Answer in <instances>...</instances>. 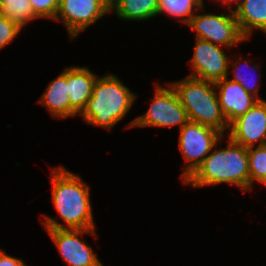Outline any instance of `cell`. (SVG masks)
<instances>
[{"instance_id":"23","label":"cell","mask_w":266,"mask_h":266,"mask_svg":"<svg viewBox=\"0 0 266 266\" xmlns=\"http://www.w3.org/2000/svg\"><path fill=\"white\" fill-rule=\"evenodd\" d=\"M0 266H27L18 258L7 255L4 251L0 250Z\"/></svg>"},{"instance_id":"17","label":"cell","mask_w":266,"mask_h":266,"mask_svg":"<svg viewBox=\"0 0 266 266\" xmlns=\"http://www.w3.org/2000/svg\"><path fill=\"white\" fill-rule=\"evenodd\" d=\"M193 9L203 10L201 0H158L157 15L166 13L167 15L181 19L182 22L188 24L191 18L195 15Z\"/></svg>"},{"instance_id":"4","label":"cell","mask_w":266,"mask_h":266,"mask_svg":"<svg viewBox=\"0 0 266 266\" xmlns=\"http://www.w3.org/2000/svg\"><path fill=\"white\" fill-rule=\"evenodd\" d=\"M169 85L175 90L189 121L213 127L226 133L229 124L222 113L215 84L193 77H186Z\"/></svg>"},{"instance_id":"15","label":"cell","mask_w":266,"mask_h":266,"mask_svg":"<svg viewBox=\"0 0 266 266\" xmlns=\"http://www.w3.org/2000/svg\"><path fill=\"white\" fill-rule=\"evenodd\" d=\"M38 102L44 105L54 118H66L70 116L66 69L49 83L46 91Z\"/></svg>"},{"instance_id":"7","label":"cell","mask_w":266,"mask_h":266,"mask_svg":"<svg viewBox=\"0 0 266 266\" xmlns=\"http://www.w3.org/2000/svg\"><path fill=\"white\" fill-rule=\"evenodd\" d=\"M187 25L196 32V38L214 45L231 48L247 40L240 31L233 10L228 15L195 14Z\"/></svg>"},{"instance_id":"12","label":"cell","mask_w":266,"mask_h":266,"mask_svg":"<svg viewBox=\"0 0 266 266\" xmlns=\"http://www.w3.org/2000/svg\"><path fill=\"white\" fill-rule=\"evenodd\" d=\"M217 90L219 105L228 124L245 114L258 101L249 94L240 84L228 77L214 83Z\"/></svg>"},{"instance_id":"3","label":"cell","mask_w":266,"mask_h":266,"mask_svg":"<svg viewBox=\"0 0 266 266\" xmlns=\"http://www.w3.org/2000/svg\"><path fill=\"white\" fill-rule=\"evenodd\" d=\"M136 97L116 75L106 74L95 80L92 96L80 115L89 124L112 129L129 112Z\"/></svg>"},{"instance_id":"21","label":"cell","mask_w":266,"mask_h":266,"mask_svg":"<svg viewBox=\"0 0 266 266\" xmlns=\"http://www.w3.org/2000/svg\"><path fill=\"white\" fill-rule=\"evenodd\" d=\"M34 14L38 18H56L59 0H29Z\"/></svg>"},{"instance_id":"11","label":"cell","mask_w":266,"mask_h":266,"mask_svg":"<svg viewBox=\"0 0 266 266\" xmlns=\"http://www.w3.org/2000/svg\"><path fill=\"white\" fill-rule=\"evenodd\" d=\"M228 138L245 148L266 144V101L257 103L229 124Z\"/></svg>"},{"instance_id":"20","label":"cell","mask_w":266,"mask_h":266,"mask_svg":"<svg viewBox=\"0 0 266 266\" xmlns=\"http://www.w3.org/2000/svg\"><path fill=\"white\" fill-rule=\"evenodd\" d=\"M236 62L233 65L234 70L232 71L234 73V77L230 80L237 82L238 84H240L249 94H251L252 96H254L255 98H257L258 100H263L259 97L258 94V86L257 84L255 85L256 81H254L253 77H250L248 75V77L246 76L247 74H242V71H240V67H242L241 65H238V61L241 62V58L240 59H236ZM250 61L247 59V61L244 63V65H247ZM246 67V66H245ZM252 69H259L258 65H254V67ZM251 69V70H252ZM239 71V72H238ZM247 71V70H246ZM244 72V71H243ZM254 72V70H253ZM253 79V80H252Z\"/></svg>"},{"instance_id":"22","label":"cell","mask_w":266,"mask_h":266,"mask_svg":"<svg viewBox=\"0 0 266 266\" xmlns=\"http://www.w3.org/2000/svg\"><path fill=\"white\" fill-rule=\"evenodd\" d=\"M21 30V27L0 12V49L9 44Z\"/></svg>"},{"instance_id":"18","label":"cell","mask_w":266,"mask_h":266,"mask_svg":"<svg viewBox=\"0 0 266 266\" xmlns=\"http://www.w3.org/2000/svg\"><path fill=\"white\" fill-rule=\"evenodd\" d=\"M250 190L254 182L266 183V144L248 148Z\"/></svg>"},{"instance_id":"19","label":"cell","mask_w":266,"mask_h":266,"mask_svg":"<svg viewBox=\"0 0 266 266\" xmlns=\"http://www.w3.org/2000/svg\"><path fill=\"white\" fill-rule=\"evenodd\" d=\"M1 13L23 28L30 21L37 19L29 0H17L8 4Z\"/></svg>"},{"instance_id":"13","label":"cell","mask_w":266,"mask_h":266,"mask_svg":"<svg viewBox=\"0 0 266 266\" xmlns=\"http://www.w3.org/2000/svg\"><path fill=\"white\" fill-rule=\"evenodd\" d=\"M97 76L87 67L66 68V82L70 100V116L80 114L92 96Z\"/></svg>"},{"instance_id":"2","label":"cell","mask_w":266,"mask_h":266,"mask_svg":"<svg viewBox=\"0 0 266 266\" xmlns=\"http://www.w3.org/2000/svg\"><path fill=\"white\" fill-rule=\"evenodd\" d=\"M183 182L195 188L228 183L238 186L244 192L250 190L248 148L229 138L226 149H213Z\"/></svg>"},{"instance_id":"14","label":"cell","mask_w":266,"mask_h":266,"mask_svg":"<svg viewBox=\"0 0 266 266\" xmlns=\"http://www.w3.org/2000/svg\"><path fill=\"white\" fill-rule=\"evenodd\" d=\"M233 12L246 39L251 37L253 28L266 33V0H241Z\"/></svg>"},{"instance_id":"9","label":"cell","mask_w":266,"mask_h":266,"mask_svg":"<svg viewBox=\"0 0 266 266\" xmlns=\"http://www.w3.org/2000/svg\"><path fill=\"white\" fill-rule=\"evenodd\" d=\"M63 260L70 266H104L78 236L88 233L96 236L95 229H46Z\"/></svg>"},{"instance_id":"26","label":"cell","mask_w":266,"mask_h":266,"mask_svg":"<svg viewBox=\"0 0 266 266\" xmlns=\"http://www.w3.org/2000/svg\"><path fill=\"white\" fill-rule=\"evenodd\" d=\"M109 6H111L115 0H104Z\"/></svg>"},{"instance_id":"5","label":"cell","mask_w":266,"mask_h":266,"mask_svg":"<svg viewBox=\"0 0 266 266\" xmlns=\"http://www.w3.org/2000/svg\"><path fill=\"white\" fill-rule=\"evenodd\" d=\"M223 137L224 134L217 129L192 121L180 129L179 149L186 162H189L181 175L182 181L197 169Z\"/></svg>"},{"instance_id":"8","label":"cell","mask_w":266,"mask_h":266,"mask_svg":"<svg viewBox=\"0 0 266 266\" xmlns=\"http://www.w3.org/2000/svg\"><path fill=\"white\" fill-rule=\"evenodd\" d=\"M110 11L104 0H59L55 20H62L70 37L76 36Z\"/></svg>"},{"instance_id":"24","label":"cell","mask_w":266,"mask_h":266,"mask_svg":"<svg viewBox=\"0 0 266 266\" xmlns=\"http://www.w3.org/2000/svg\"><path fill=\"white\" fill-rule=\"evenodd\" d=\"M218 1H222V3L223 4H226L227 5V3L229 4V9L232 11V8L233 7H231L232 5H231V3L233 4V3H236V4H238L241 0H218ZM201 4H202V6H204V0H201Z\"/></svg>"},{"instance_id":"25","label":"cell","mask_w":266,"mask_h":266,"mask_svg":"<svg viewBox=\"0 0 266 266\" xmlns=\"http://www.w3.org/2000/svg\"><path fill=\"white\" fill-rule=\"evenodd\" d=\"M17 1V0H0V12L11 2Z\"/></svg>"},{"instance_id":"1","label":"cell","mask_w":266,"mask_h":266,"mask_svg":"<svg viewBox=\"0 0 266 266\" xmlns=\"http://www.w3.org/2000/svg\"><path fill=\"white\" fill-rule=\"evenodd\" d=\"M51 170L53 204L66 226L44 215V228L95 229L89 186L81 177L62 166Z\"/></svg>"},{"instance_id":"16","label":"cell","mask_w":266,"mask_h":266,"mask_svg":"<svg viewBox=\"0 0 266 266\" xmlns=\"http://www.w3.org/2000/svg\"><path fill=\"white\" fill-rule=\"evenodd\" d=\"M124 20H148L157 16L158 0H115L110 11Z\"/></svg>"},{"instance_id":"6","label":"cell","mask_w":266,"mask_h":266,"mask_svg":"<svg viewBox=\"0 0 266 266\" xmlns=\"http://www.w3.org/2000/svg\"><path fill=\"white\" fill-rule=\"evenodd\" d=\"M170 86V88H168ZM164 88L156 86L155 95L150 108L135 120L131 121L128 127H172L180 125V129L189 121L187 111L181 105L179 98L168 84Z\"/></svg>"},{"instance_id":"10","label":"cell","mask_w":266,"mask_h":266,"mask_svg":"<svg viewBox=\"0 0 266 266\" xmlns=\"http://www.w3.org/2000/svg\"><path fill=\"white\" fill-rule=\"evenodd\" d=\"M231 58L218 45L196 38L192 62V73L188 76L217 82L228 77Z\"/></svg>"}]
</instances>
